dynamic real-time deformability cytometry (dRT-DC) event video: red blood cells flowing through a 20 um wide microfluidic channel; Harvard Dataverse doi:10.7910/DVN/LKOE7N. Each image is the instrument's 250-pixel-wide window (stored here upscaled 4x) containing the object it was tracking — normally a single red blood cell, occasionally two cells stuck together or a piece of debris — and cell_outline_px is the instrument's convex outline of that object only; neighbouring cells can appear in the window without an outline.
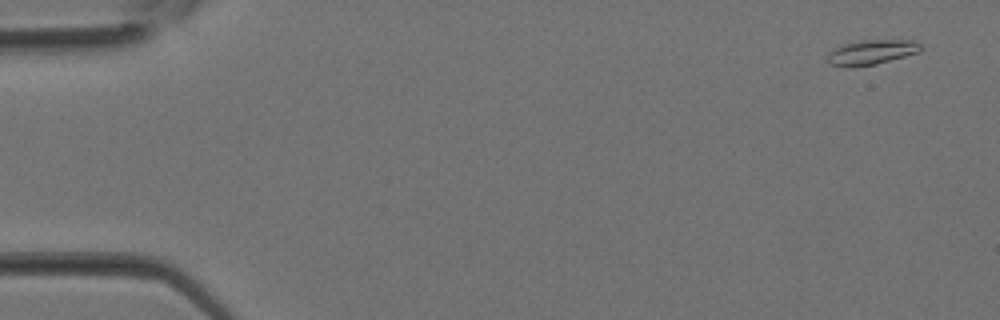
{"species": "Egyptian fruit bat (a non-hibernating species)", "species_latin": "Rousettus aegyptiacus", "temperature_condition": "room temperature", "stored_images_in_passage": 7, "camera_frame_rate_fps": 3000, "um_per_image_px": 0.085, "animal": {"sex": "female"}, "frame": {"image": 1, "passage_image": 2, "time_ms": 0.333, "image_size_px": [1000, 320], "cell_outline_px": [[920, 52], [876, 64], [852, 68], [828, 64], [828, 52], [832, 48], [844, 44], [860, 40], [916, 40], [920, 44]], "centroid_in_image_um": [74.04, 4.44], "position_along_channel_um": 11.0, "area_um2": 13.64}}